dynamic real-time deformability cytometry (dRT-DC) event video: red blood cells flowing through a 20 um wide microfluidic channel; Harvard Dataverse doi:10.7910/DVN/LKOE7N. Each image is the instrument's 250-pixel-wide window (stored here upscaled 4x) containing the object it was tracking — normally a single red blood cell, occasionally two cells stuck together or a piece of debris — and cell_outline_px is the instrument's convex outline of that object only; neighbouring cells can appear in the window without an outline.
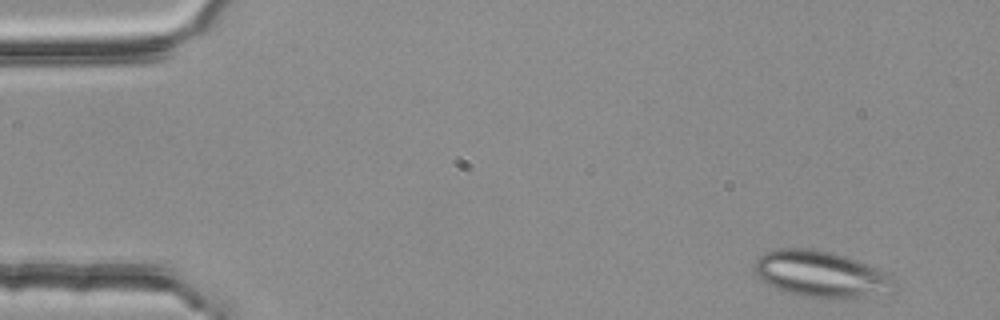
{"species": "common noctule bat (a hibernating species)", "species_latin": "Nyctalus noctula", "temperature_condition": "room temperature", "stored_images_in_passage": 4, "camera_frame_rate_fps": 3000, "um_per_image_px": 0.085, "animal": {"sex": "female", "body_mass_g": 25.1}, "frame": {"image": 1, "passage_image": 1, "time_ms": 0.0, "image_size_px": [1000, 320], "cell_outline_px": [[896, 292], [836, 300], [808, 296], [788, 292], [776, 288], [768, 284], [752, 268], [756, 260], [764, 252], [776, 248], [808, 248], [832, 252], [856, 260], [888, 272], [896, 280]], "centroid_in_image_um": [69.86, 23.31], "position_along_channel_um": 15.1, "area_um2": 38.03}}